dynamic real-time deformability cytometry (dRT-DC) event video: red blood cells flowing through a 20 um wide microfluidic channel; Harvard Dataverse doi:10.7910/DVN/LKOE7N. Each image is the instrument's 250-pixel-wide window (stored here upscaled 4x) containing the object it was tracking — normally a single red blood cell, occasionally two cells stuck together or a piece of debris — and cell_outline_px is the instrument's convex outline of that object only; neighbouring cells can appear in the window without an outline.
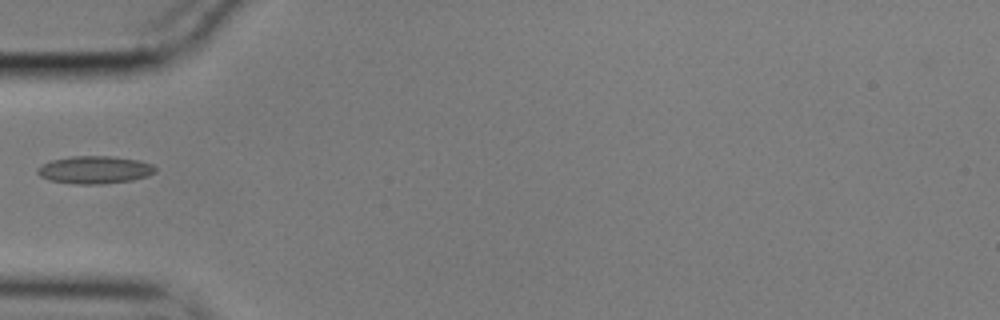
{"species": "common noctule bat (a hibernating species)", "species_latin": "Nyctalus noctula", "temperature_condition": "cold", "stored_images_in_passage": 15, "camera_frame_rate_fps": 3000, "um_per_image_px": 0.085, "animal": {"sex": "male", "body_mass_g": 17.9}, "frame": {"image": 1, "passage_image": 1, "time_ms": 0.0, "image_size_px": [1000, 320], "cell_outline_px": [[156, 172], [148, 176], [132, 180], [100, 184], [72, 184], [48, 180], [40, 176], [36, 172], [36, 168], [52, 160], [72, 156], [112, 156], [140, 160], [152, 164], [156, 168]], "centroid_in_image_um": [8.06, 14.44], "position_along_channel_um": 76.9, "area_um2": 19.13}}
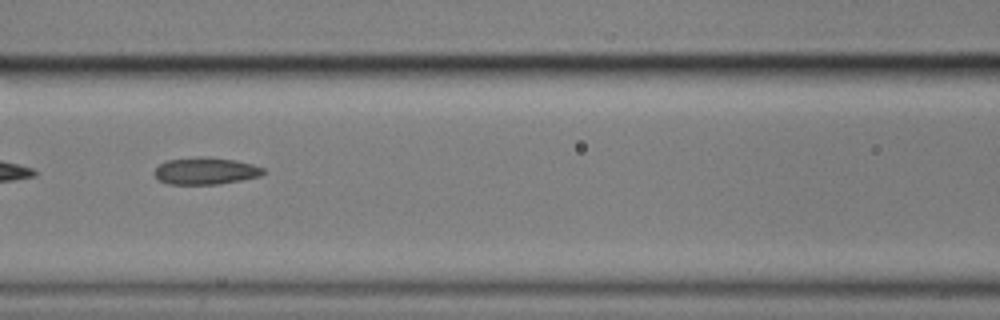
{"frame": {"image": 2, "passage_image": 7, "time_ms": 2.0, "image_size_px": [1000, 320], "cell_outline_px": [[264, 172], [260, 176], [240, 180], [216, 184], [168, 184], [160, 180], [152, 172], [160, 164], [168, 160], [196, 156], [208, 156], [236, 160], [252, 164], [264, 168]], "centroid_in_image_um": [17.46, 14.51], "position_along_channel_um": 149.1, "area_um2": 17.17}}
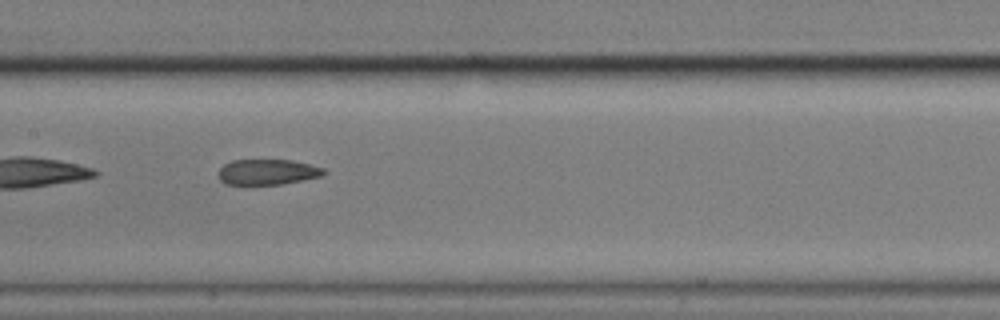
{"frame": {"image": 3, "passage_image": 10, "time_ms": 3.0, "image_size_px": [1000, 320], "cell_outline_px": [[328, 172], [324, 176], [280, 184], [224, 184], [220, 180], [216, 172], [224, 164], [232, 160], [292, 160], [324, 168]], "centroid_in_image_um": [22.73, 14.62], "position_along_channel_um": 184.7, "area_um2": 15.78}}